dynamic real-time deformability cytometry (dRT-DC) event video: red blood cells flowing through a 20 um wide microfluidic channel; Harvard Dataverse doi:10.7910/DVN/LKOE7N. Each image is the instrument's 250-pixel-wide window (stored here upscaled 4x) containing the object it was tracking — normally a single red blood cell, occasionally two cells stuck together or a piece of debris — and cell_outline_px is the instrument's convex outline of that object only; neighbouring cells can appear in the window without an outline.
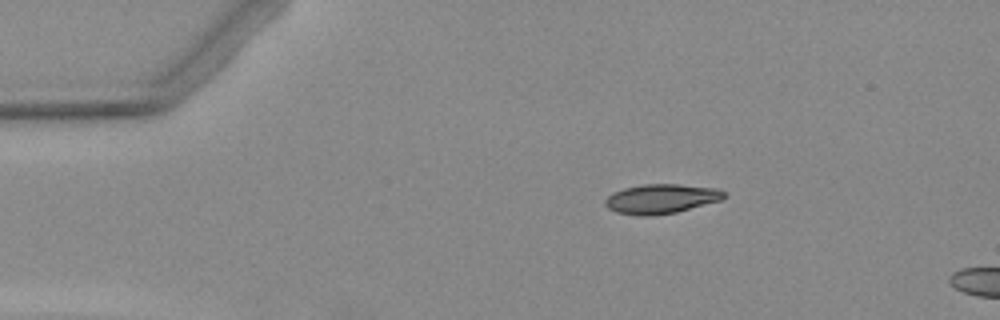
{"species": "Egyptian fruit bat (a non-hibernating species)", "species_latin": "Rousettus aegyptiacus", "temperature_condition": "warm", "stored_images_in_passage": 4, "camera_frame_rate_fps": 3000, "um_per_image_px": 0.085, "animal": {"sex": "female"}, "frame": {"image": 1, "passage_image": 1, "time_ms": 0.0, "image_size_px": [1000, 320], "cell_outline_px": [[724, 196], [720, 200], [676, 212], [652, 216], [640, 216], [616, 212], [608, 208], [604, 204], [604, 200], [608, 196], [624, 188], [644, 184], [680, 184], [716, 188], [724, 192]], "centroid_in_image_um": [56.16, 16.9], "position_along_channel_um": 28.8, "area_um2": 20.23}}
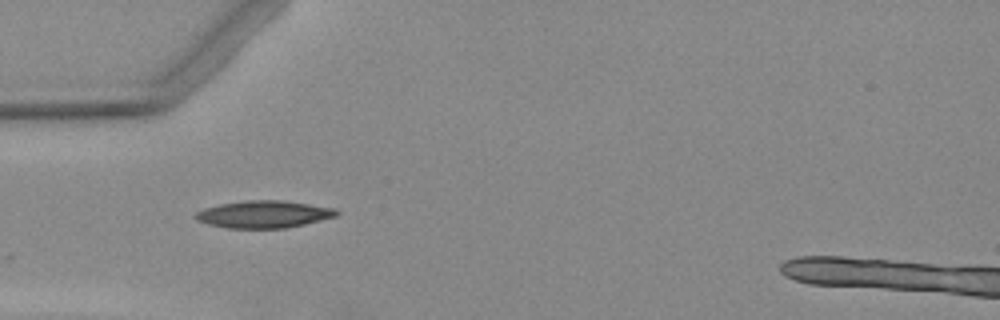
{"frame": {"image": 2, "passage_image": 3, "time_ms": 2.333, "image_size_px": [1000, 320], "cell_outline_px": [[340, 212], [336, 216], [304, 224], [284, 228], [228, 228], [208, 224], [196, 220], [192, 216], [196, 212], [204, 208], [220, 204], [248, 200], [284, 200], [332, 208]], "centroid_in_image_um": [22.37, 18.21], "position_along_channel_um": 62.6, "area_um2": 22.25}}
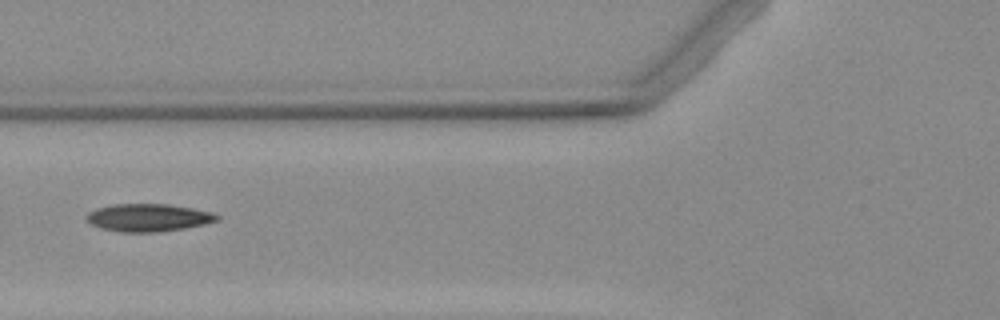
{"frame": {"image": 3, "passage_image": 4, "time_ms": 3.667, "image_size_px": [1000, 320], "cell_outline_px": [[220, 216], [216, 220], [204, 224], [184, 228], [160, 232], [120, 232], [100, 228], [92, 224], [88, 220], [88, 212], [96, 208], [112, 204], [168, 204], [192, 208], [212, 212]], "centroid_in_image_um": [12.6, 18.49], "position_along_channel_um": 113.2, "area_um2": 20.92}}